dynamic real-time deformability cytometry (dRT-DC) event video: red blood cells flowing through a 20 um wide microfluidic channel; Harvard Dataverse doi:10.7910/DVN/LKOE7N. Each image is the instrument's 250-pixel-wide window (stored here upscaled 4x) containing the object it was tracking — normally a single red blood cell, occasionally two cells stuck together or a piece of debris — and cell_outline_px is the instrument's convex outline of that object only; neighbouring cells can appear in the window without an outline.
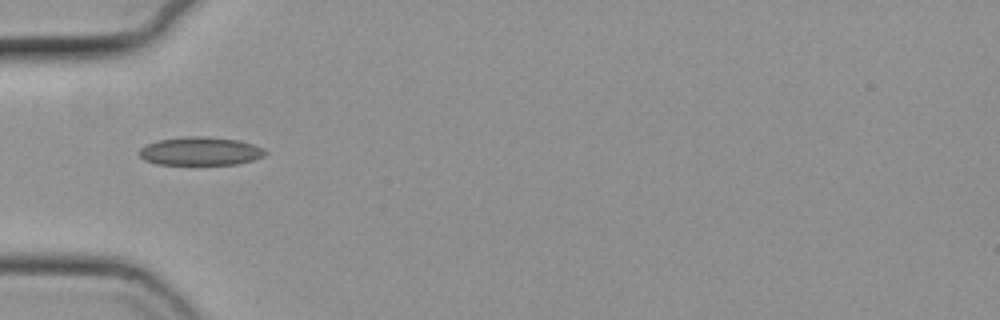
{"species": "common noctule bat (a hibernating species)", "species_latin": "Nyctalus noctula", "temperature_condition": "cold", "stored_images_in_passage": 30, "camera_frame_rate_fps": 3000, "um_per_image_px": 0.085, "animal": {"sex": "female", "body_mass_g": 19.3, "forearm_length_mm": 54.1}, "frame": {"image": 1, "passage_image": 1, "time_ms": 0.0, "image_size_px": [1000, 320], "cell_outline_px": [[268, 152], [264, 156], [252, 160], [236, 164], [156, 164], [144, 160], [140, 156], [140, 148], [148, 144], [160, 140], [188, 136], [204, 136], [236, 140], [252, 144], [264, 148]], "centroid_in_image_um": [17.05, 12.85], "position_along_channel_um": 68.0, "area_um2": 20.58}}
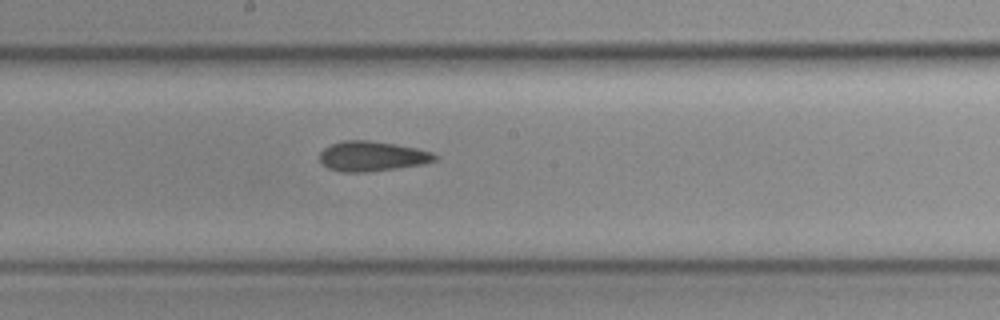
{"frame": {"image": 2, "passage_image": 13, "time_ms": 4.0, "image_size_px": [1000, 320], "cell_outline_px": [[440, 156], [436, 160], [424, 164], [372, 172], [340, 172], [328, 168], [320, 160], [320, 152], [324, 148], [332, 144], [344, 140], [364, 140], [396, 144], [416, 148], [432, 152]], "centroid_in_image_um": [31.66, 13.29], "position_along_channel_um": 216.5, "area_um2": 20.23}}
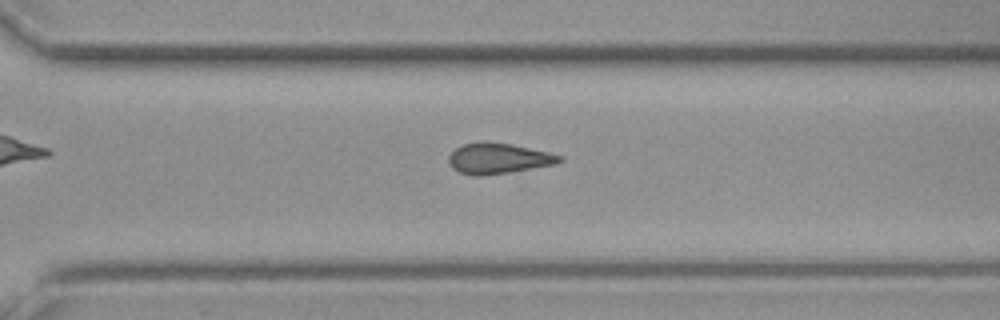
{"frame": {"image": 3, "passage_image": 22, "time_ms": 7.0, "image_size_px": [1000, 320], "cell_outline_px": [[564, 160], [556, 164], [508, 172], [480, 176], [472, 176], [460, 172], [452, 168], [448, 160], [448, 156], [456, 148], [464, 144], [480, 140], [484, 140], [508, 144], [548, 152], [564, 156]], "centroid_in_image_um": [42.34, 13.46], "position_along_channel_um": 328.3, "area_um2": 19.77}, "authors_computed_cell_mechanics": {"area_um2": 19.8543, "velocity_mm_per_s": 3.7337, "shape_relaxation_time_tau1_ms": null, "shape_relaxation_time_tau2_ms": 2.5338, "deformation_change_tau1": null, "deformation_change_tau2": 0.088}}